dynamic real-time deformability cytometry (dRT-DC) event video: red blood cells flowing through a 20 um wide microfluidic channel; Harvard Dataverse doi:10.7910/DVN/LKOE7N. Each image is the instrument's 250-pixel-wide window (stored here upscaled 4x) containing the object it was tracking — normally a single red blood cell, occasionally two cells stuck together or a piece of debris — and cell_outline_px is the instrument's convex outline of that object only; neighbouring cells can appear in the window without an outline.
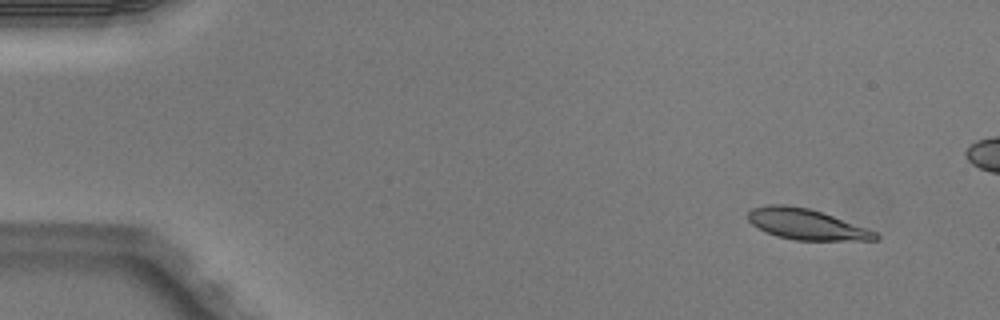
{"species": "Egyptian fruit bat (a non-hibernating species)", "species_latin": "Rousettus aegyptiacus", "temperature_condition": "warm", "stored_images_in_passage": 5, "camera_frame_rate_fps": 3000, "um_per_image_px": 0.085, "animal": {"sex": "male"}, "frame": {"image": 1, "passage_image": 2, "time_ms": 0.333, "image_size_px": [1000, 320], "cell_outline_px": [[880, 240], [796, 240], [776, 236], [764, 232], [752, 224], [748, 220], [748, 212], [752, 208], [768, 204], [784, 204], [808, 208], [832, 216], [876, 232], [880, 236]], "centroid_in_image_um": [68.49, 19.06], "position_along_channel_um": 16.5, "area_um2": 22.6}}